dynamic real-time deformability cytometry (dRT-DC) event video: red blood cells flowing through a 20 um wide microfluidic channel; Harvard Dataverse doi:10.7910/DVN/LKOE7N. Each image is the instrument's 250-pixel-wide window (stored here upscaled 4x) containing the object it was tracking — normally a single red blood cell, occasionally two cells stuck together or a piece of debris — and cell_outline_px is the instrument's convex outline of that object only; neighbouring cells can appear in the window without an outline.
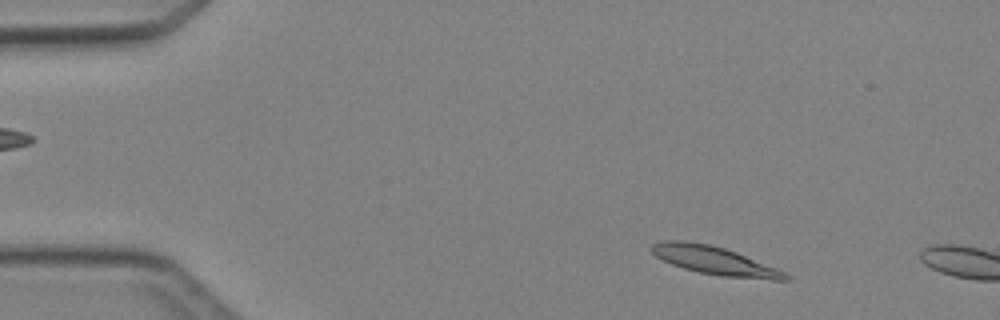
{"species": "Egyptian fruit bat (a non-hibernating species)", "species_latin": "Rousettus aegyptiacus", "temperature_condition": "cold", "stored_images_in_passage": 5, "camera_frame_rate_fps": 3000, "um_per_image_px": 0.085, "animal": {"sex": "female"}, "frame": {"image": 1, "passage_image": 5, "time_ms": 5.333, "image_size_px": [1000, 320], "cell_outline_px": [[792, 280], [772, 280], [720, 276], [700, 272], [684, 268], [672, 264], [656, 256], [648, 248], [652, 244], [664, 240], [684, 240], [712, 244], [736, 252], [776, 268], [792, 276]], "centroid_in_image_um": [60.75, 22.14], "position_along_channel_um": 24.3, "area_um2": 22.08}}